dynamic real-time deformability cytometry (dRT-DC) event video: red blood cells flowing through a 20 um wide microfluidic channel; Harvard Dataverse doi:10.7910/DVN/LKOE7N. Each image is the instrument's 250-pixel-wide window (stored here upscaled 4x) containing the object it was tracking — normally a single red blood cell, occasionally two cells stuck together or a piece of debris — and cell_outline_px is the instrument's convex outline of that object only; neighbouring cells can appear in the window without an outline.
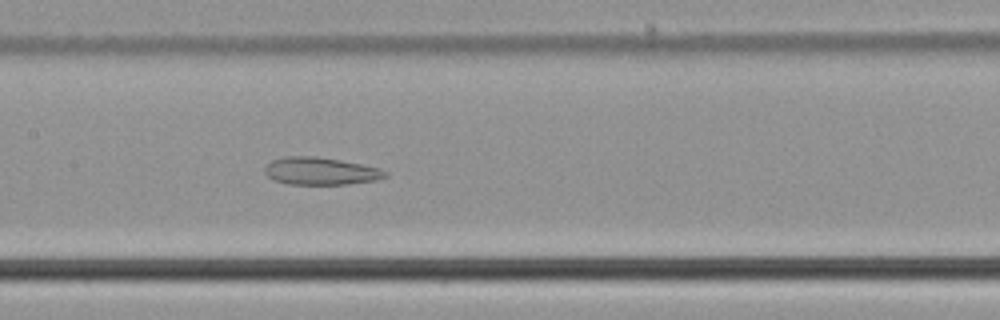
{"species": "common noctule bat (a hibernating species)", "species_latin": "Nyctalus noctula", "temperature_condition": "cold", "stored_images_in_passage": 31, "camera_frame_rate_fps": 3000, "um_per_image_px": 0.085, "animal": {"sex": "male", "body_mass_g": 21.5, "forearm_length_mm": 52.0}, "frame": {"image": 1, "passage_image": 10, "time_ms": 3.0, "image_size_px": [1000, 320], "cell_outline_px": [[388, 176], [380, 180], [348, 184], [288, 184], [272, 180], [264, 172], [264, 168], [272, 160], [288, 156], [316, 156], [340, 160], [380, 168], [388, 172]], "centroid_in_image_um": [27.28, 14.55], "position_along_channel_um": 180.1, "area_um2": 19.42}}
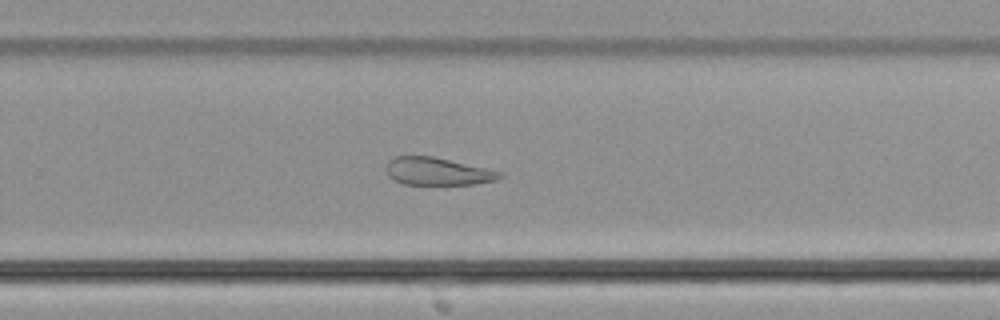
{"frame": {"image": 2, "passage_image": 19, "time_ms": 6.0, "image_size_px": [1000, 320], "cell_outline_px": [[504, 176], [496, 180], [476, 184], [404, 184], [392, 180], [388, 176], [384, 168], [388, 160], [396, 156], [432, 156], [504, 172]], "centroid_in_image_um": [37.16, 14.57], "position_along_channel_um": 292.6, "area_um2": 18.44}}
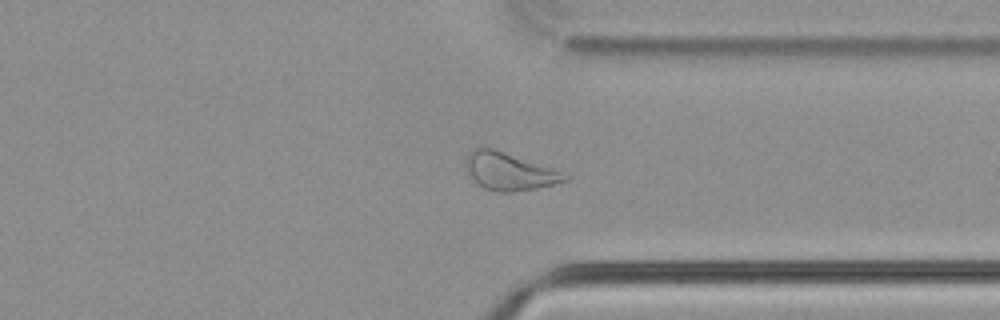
{"frame": {"image": 3, "passage_image": 25, "time_ms": 8.0, "image_size_px": [1000, 320], "cell_outline_px": [[572, 176], [568, 180], [536, 188], [512, 192], [496, 192], [484, 188], [476, 184], [468, 172], [464, 164], [468, 152], [476, 148], [492, 148], [552, 168]], "centroid_in_image_um": [43.26, 14.58], "position_along_channel_um": 368.1, "area_um2": 21.5}}